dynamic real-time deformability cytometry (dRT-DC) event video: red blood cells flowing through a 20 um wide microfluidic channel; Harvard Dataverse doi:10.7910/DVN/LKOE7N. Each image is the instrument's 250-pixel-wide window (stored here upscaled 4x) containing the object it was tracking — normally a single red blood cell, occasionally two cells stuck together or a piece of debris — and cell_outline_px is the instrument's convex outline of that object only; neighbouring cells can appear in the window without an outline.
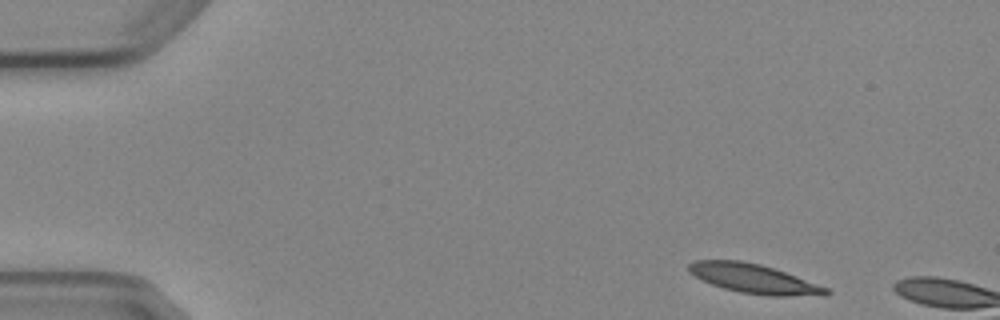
{"species": "Egyptian fruit bat (a non-hibernating species)", "species_latin": "Rousettus aegyptiacus", "temperature_condition": "cold", "stored_images_in_passage": 4, "camera_frame_rate_fps": 3000, "um_per_image_px": 0.085, "animal": {"sex": "female"}, "frame": {"image": 1, "passage_image": 1, "time_ms": 0.0, "image_size_px": [1000, 320], "cell_outline_px": [[832, 292], [828, 296], [768, 296], [740, 292], [724, 288], [712, 284], [688, 272], [688, 264], [696, 260], [740, 260], [760, 264], [784, 272], [828, 288]], "centroid_in_image_um": [64.12, 23.7], "position_along_channel_um": 20.9, "area_um2": 23.29}}